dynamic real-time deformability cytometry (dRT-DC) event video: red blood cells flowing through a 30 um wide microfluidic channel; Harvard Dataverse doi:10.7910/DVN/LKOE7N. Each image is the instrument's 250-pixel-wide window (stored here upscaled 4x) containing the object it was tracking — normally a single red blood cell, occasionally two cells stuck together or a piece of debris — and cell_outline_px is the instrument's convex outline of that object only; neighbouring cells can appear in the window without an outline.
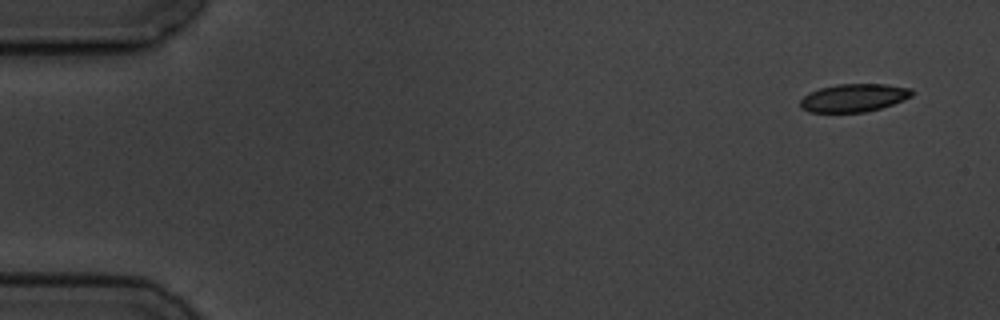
{"species": "common noctule bat (a hibernating species)", "species_latin": "Nyctalus noctula", "temperature_condition": "cold", "stored_images_in_passage": 5, "camera_frame_rate_fps": 3000, "um_per_image_px": 0.085, "animal": {"sex": "male", "body_mass_g": 19.5, "forearm_length_mm": 54.6}, "frame": {"image": 1, "passage_image": 1, "time_ms": 0.0, "image_size_px": [1000, 320], "cell_outline_px": [[916, 92], [912, 96], [904, 100], [880, 108], [864, 112], [808, 112], [800, 108], [800, 100], [808, 92], [820, 88], [836, 84], [884, 84], [912, 88]], "centroid_in_image_um": [72.58, 8.31], "position_along_channel_um": 12.4, "area_um2": 18.38}}
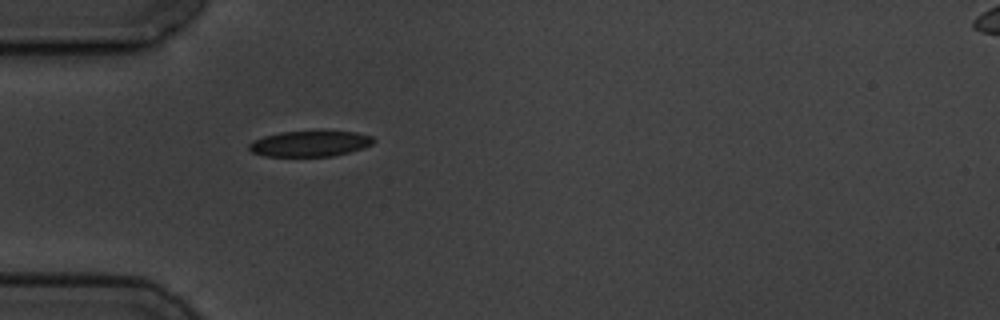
{"frame": {"image": 2, "passage_image": 5, "time_ms": 4.667, "image_size_px": [1000, 320], "cell_outline_px": [[376, 140], [372, 144], [364, 148], [332, 156], [264, 156], [252, 152], [248, 148], [248, 144], [252, 140], [264, 136], [280, 132], [356, 132], [372, 136]], "centroid_in_image_um": [26.32, 12.22], "position_along_channel_um": 58.7, "area_um2": 18.5}}